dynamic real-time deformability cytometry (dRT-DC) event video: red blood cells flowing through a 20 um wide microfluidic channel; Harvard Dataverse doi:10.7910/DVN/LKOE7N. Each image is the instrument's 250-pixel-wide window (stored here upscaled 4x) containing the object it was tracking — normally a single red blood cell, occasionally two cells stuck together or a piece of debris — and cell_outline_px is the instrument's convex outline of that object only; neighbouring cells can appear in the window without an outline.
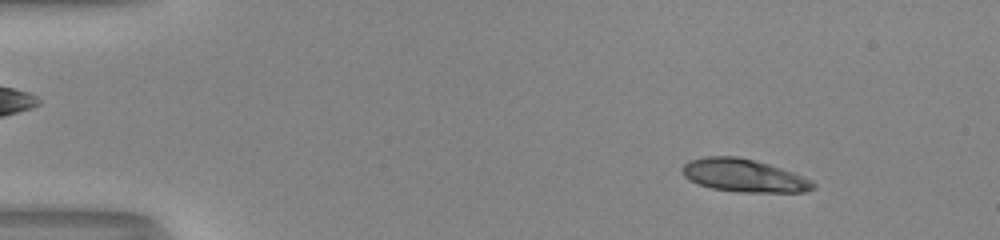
{"species": "human", "species_latin": "Homo sapiens", "temperature_condition": "room temperature", "stored_images_in_passage": 52, "camera_frame_rate_fps": 3000, "um_per_image_px": 0.085, "donor": {"sex": "male"}, "frame": {"image": 1, "passage_image": 7, "time_ms": 2.0, "image_size_px": [1000, 240], "cell_outline_px": [[812, 184], [808, 188], [796, 192], [772, 192], [716, 188], [700, 184], [692, 180], [684, 172], [684, 168], [688, 164], [696, 160], [720, 156], [728, 156], [748, 160], [764, 164]], "centroid_in_image_um": [63.09, 14.92], "position_along_channel_um": 21.9, "area_um2": 21.73}}
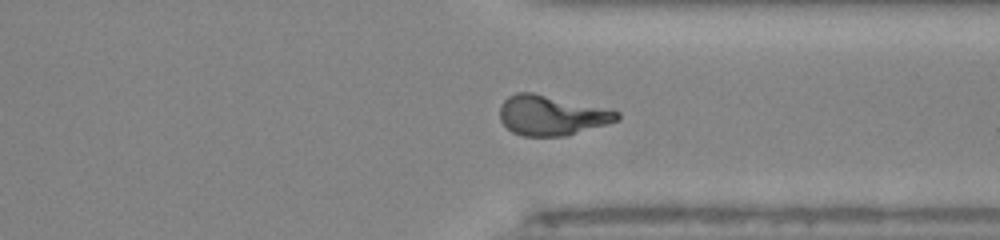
{"frame": {"image": 2, "passage_image": 40, "time_ms": 13.0, "image_size_px": [1000, 240], "cell_outline_px": [[620, 116], [616, 120], [572, 132], [556, 136], [528, 136], [516, 132], [508, 128], [504, 124], [500, 116], [500, 108], [504, 100], [512, 96], [524, 92], [616, 112]], "centroid_in_image_um": [46.75, 9.83], "position_along_channel_um": 364.6, "area_um2": 24.8}}
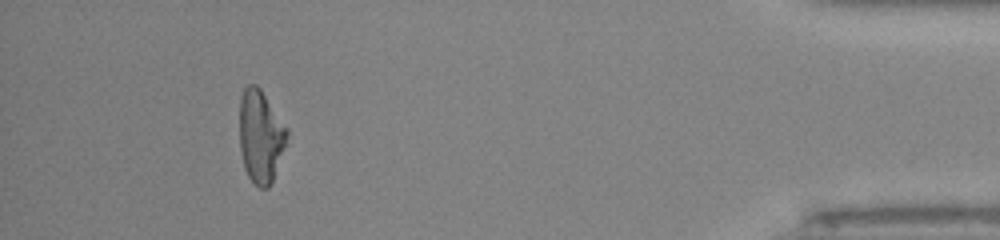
{"frame": {"image": 3, "passage_image": 48, "time_ms": 15.667, "image_size_px": [1000, 240], "cell_outline_px": [[284, 144], [272, 180], [264, 188], [260, 188], [252, 180], [244, 164], [240, 144], [240, 104], [244, 92], [252, 84], [260, 92], [284, 128]], "centroid_in_image_um": [22.08, 11.66], "position_along_channel_um": 413.1, "area_um2": 23.06}, "authors_computed_cell_mechanics": {"area_um2": 22.8888, "velocity_mm_per_s": 4.0753, "shape_relaxation_time_tau1_ms": 5.6838, "shape_relaxation_time_tau2_ms": 2.0945, "deformation_change_tau1": 0.2566, "deformation_change_tau2": 0.0875}}